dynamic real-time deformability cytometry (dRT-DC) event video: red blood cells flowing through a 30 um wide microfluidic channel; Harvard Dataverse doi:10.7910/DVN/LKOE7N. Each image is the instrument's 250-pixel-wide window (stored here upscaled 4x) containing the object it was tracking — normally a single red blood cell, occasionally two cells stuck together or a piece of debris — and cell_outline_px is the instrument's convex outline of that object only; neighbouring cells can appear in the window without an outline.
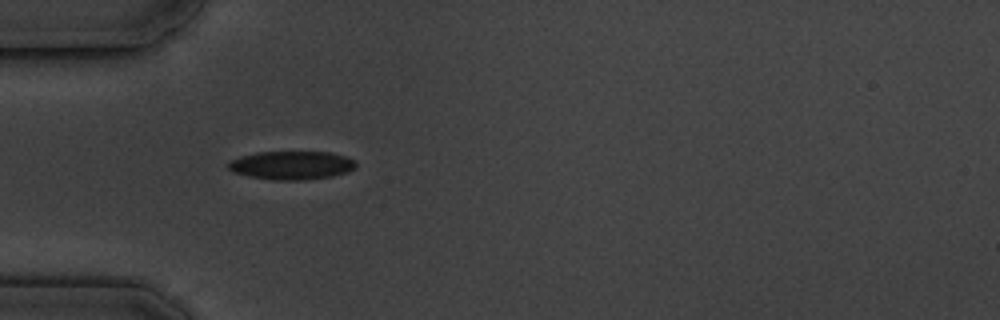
{"species": "common noctule bat (a hibernating species)", "species_latin": "Nyctalus noctula", "temperature_condition": "cold", "stored_images_in_passage": 6, "camera_frame_rate_fps": 3000, "um_per_image_px": 0.085, "animal": {"sex": "male", "body_mass_g": 19.5, "forearm_length_mm": 54.6}, "frame": {"image": 1, "passage_image": 4, "time_ms": 4.0, "image_size_px": [1000, 320], "cell_outline_px": [[356, 168], [348, 172], [332, 176], [304, 180], [276, 180], [248, 176], [232, 172], [228, 168], [228, 160], [240, 156], [256, 152], [332, 152], [356, 160]], "centroid_in_image_um": [24.78, 14.04], "position_along_channel_um": 60.2, "area_um2": 21.39}}